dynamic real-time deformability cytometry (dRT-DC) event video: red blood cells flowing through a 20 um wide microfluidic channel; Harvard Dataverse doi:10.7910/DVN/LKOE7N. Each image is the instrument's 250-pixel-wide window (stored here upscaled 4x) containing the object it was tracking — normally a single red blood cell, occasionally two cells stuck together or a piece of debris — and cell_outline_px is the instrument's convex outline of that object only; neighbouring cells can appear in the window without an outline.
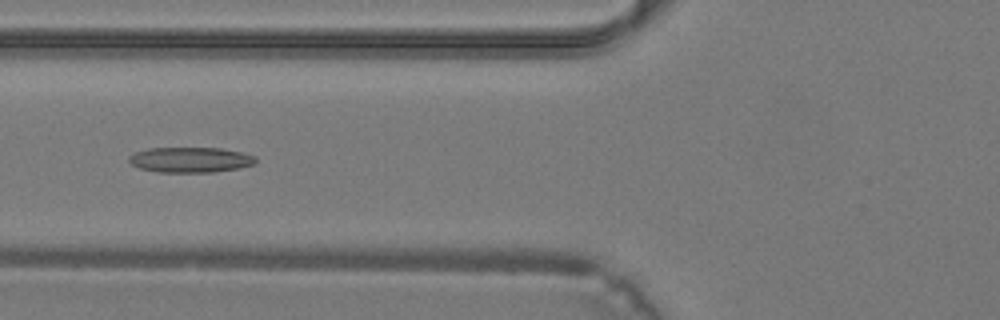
{"species": "common noctule bat (a hibernating species)", "species_latin": "Nyctalus noctula", "temperature_condition": "warm", "stored_images_in_passage": 41, "camera_frame_rate_fps": 3000, "um_per_image_px": 0.085, "animal": {"sex": "male", "body_mass_g": 19.2, "forearm_length_mm": 51.8}, "frame": {"image": 1, "passage_image": 17, "time_ms": 5.333, "image_size_px": [1000, 320], "cell_outline_px": [[256, 164], [236, 168], [212, 172], [160, 172], [140, 168], [132, 164], [128, 160], [128, 156], [136, 152], [148, 148], [220, 148], [240, 152], [256, 156]], "centroid_in_image_um": [16.18, 13.58], "position_along_channel_um": 109.6, "area_um2": 18.55}}
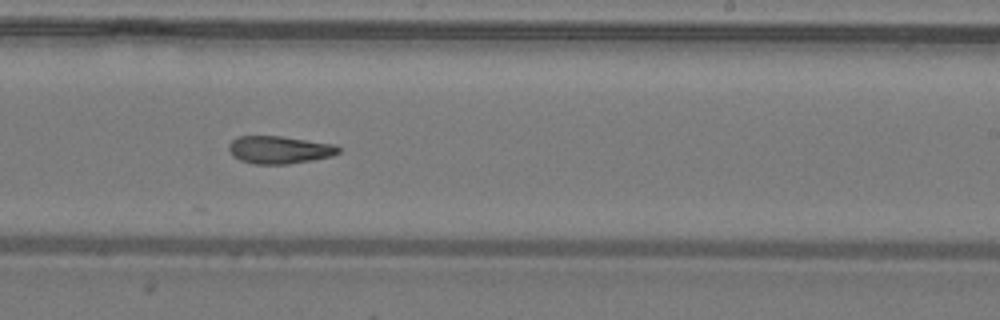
{"frame": {"image": 2, "passage_image": 26, "time_ms": 8.333, "image_size_px": [1000, 320], "cell_outline_px": [[340, 152], [332, 156], [288, 164], [256, 164], [240, 160], [232, 156], [228, 148], [228, 144], [236, 136], [280, 136], [336, 144], [340, 148]], "centroid_in_image_um": [23.73, 12.72], "position_along_channel_um": 265.3, "area_um2": 17.74}}
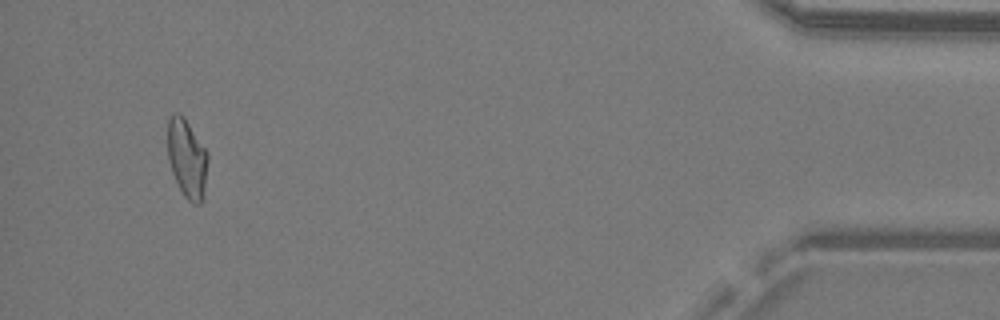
{"frame": {"image": 3, "passage_image": 39, "time_ms": 12.667, "image_size_px": [1000, 320], "cell_outline_px": [[208, 160], [204, 196], [200, 204], [192, 204], [184, 196], [172, 172], [168, 160], [168, 120], [172, 112], [180, 112], [184, 116], [208, 152]], "centroid_in_image_um": [15.9, 13.45], "position_along_channel_um": 419.3, "area_um2": 18.67}}